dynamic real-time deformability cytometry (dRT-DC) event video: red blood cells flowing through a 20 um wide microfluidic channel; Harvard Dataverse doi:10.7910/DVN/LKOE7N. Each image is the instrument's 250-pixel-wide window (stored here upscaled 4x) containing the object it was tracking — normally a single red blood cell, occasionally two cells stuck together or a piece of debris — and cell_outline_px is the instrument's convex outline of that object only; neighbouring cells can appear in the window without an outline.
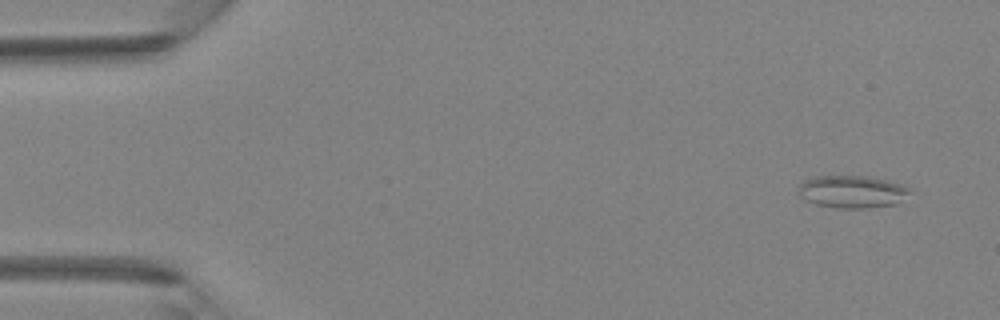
{"species": "Egyptian fruit bat (a non-hibernating species)", "species_latin": "Rousettus aegyptiacus", "temperature_condition": "room temperature", "stored_images_in_passage": 43, "camera_frame_rate_fps": 3000, "um_per_image_px": 0.085, "animal": {"sex": "female"}, "frame": {"image": 1, "passage_image": 2, "time_ms": 0.333, "image_size_px": [1000, 320], "cell_outline_px": [[908, 192], [896, 204], [868, 208], [836, 208], [816, 204], [804, 200], [800, 196], [800, 184], [804, 180], [816, 176], [868, 176], [904, 184], [908, 188]], "centroid_in_image_um": [72.4, 16.29], "position_along_channel_um": 12.6, "area_um2": 20.92}}
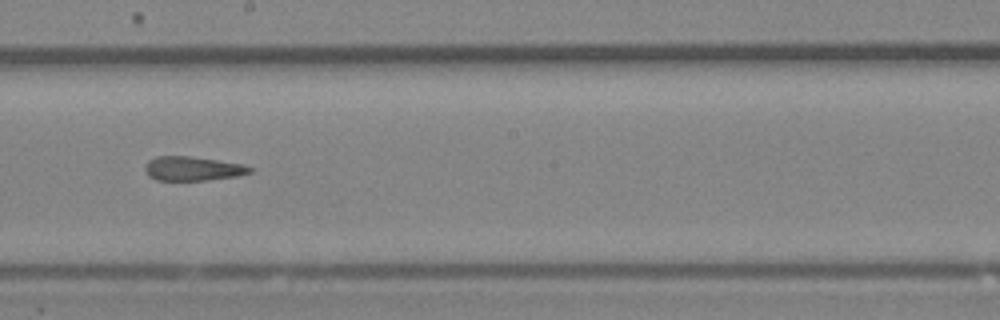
{"frame": {"image": 2, "passage_image": 24, "time_ms": 7.667, "image_size_px": [1000, 320], "cell_outline_px": [[256, 168], [252, 172], [240, 176], [208, 180], [156, 180], [148, 176], [144, 168], [144, 164], [148, 160], [156, 156], [188, 156], [244, 164]], "centroid_in_image_um": [16.41, 14.33], "position_along_channel_um": 231.8, "area_um2": 15.03}}
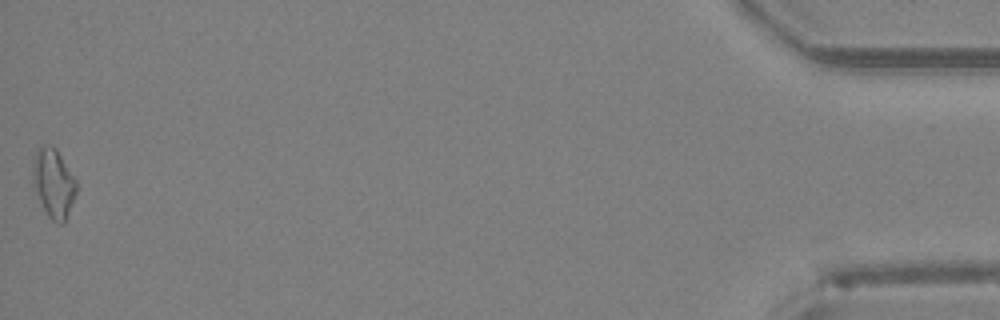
{"frame": {"image": 3, "passage_image": 43, "time_ms": 14.0, "image_size_px": [1000, 320], "cell_outline_px": [[76, 192], [64, 224], [60, 224], [52, 220], [48, 216], [32, 184], [32, 160], [36, 148], [40, 144], [48, 144], [56, 148], [76, 180]], "centroid_in_image_um": [4.51, 15.51], "position_along_channel_um": 430.7, "area_um2": 17.63}}